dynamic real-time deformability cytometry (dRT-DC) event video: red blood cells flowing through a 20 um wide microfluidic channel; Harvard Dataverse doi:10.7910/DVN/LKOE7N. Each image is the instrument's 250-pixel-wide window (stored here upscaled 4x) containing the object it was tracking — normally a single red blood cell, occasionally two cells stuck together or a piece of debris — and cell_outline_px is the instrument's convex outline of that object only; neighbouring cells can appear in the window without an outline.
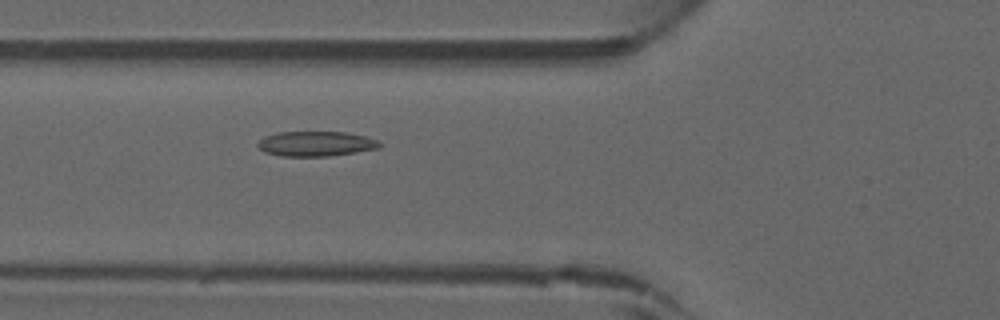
{"species": "common noctule bat (a hibernating species)", "species_latin": "Nyctalus noctula", "temperature_condition": "warm", "stored_images_in_passage": 27, "camera_frame_rate_fps": 3000, "um_per_image_px": 0.085, "animal": {"sex": "male", "forearm_length_mm": 52.5}, "frame": {"image": 1, "passage_image": 8, "time_ms": 2.333, "image_size_px": [1000, 320], "cell_outline_px": [[380, 148], [356, 152], [328, 156], [280, 156], [264, 152], [256, 144], [264, 136], [276, 132], [344, 132], [364, 136], [376, 140], [380, 144]], "centroid_in_image_um": [26.8, 12.22], "position_along_channel_um": 99.0, "area_um2": 17.63}}
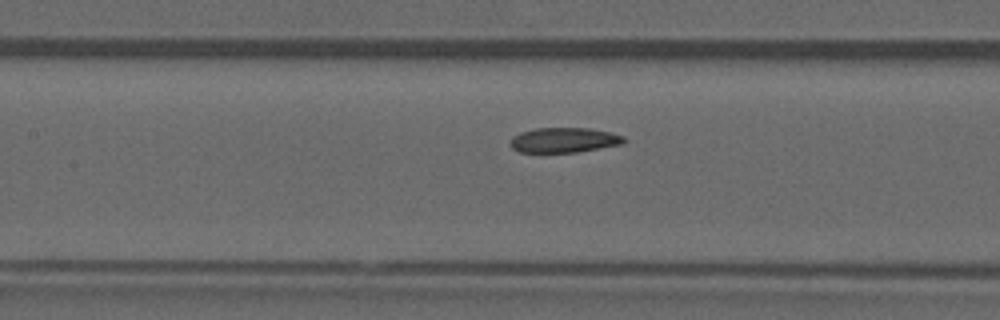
{"frame": {"image": 2, "passage_image": 12, "time_ms": 3.667, "image_size_px": [1000, 320], "cell_outline_px": [[628, 140], [624, 144], [576, 152], [520, 152], [512, 148], [512, 136], [520, 132], [536, 128], [588, 128], [612, 132], [624, 136]], "centroid_in_image_um": [48.01, 11.9], "position_along_channel_um": 159.4, "area_um2": 16.59}}